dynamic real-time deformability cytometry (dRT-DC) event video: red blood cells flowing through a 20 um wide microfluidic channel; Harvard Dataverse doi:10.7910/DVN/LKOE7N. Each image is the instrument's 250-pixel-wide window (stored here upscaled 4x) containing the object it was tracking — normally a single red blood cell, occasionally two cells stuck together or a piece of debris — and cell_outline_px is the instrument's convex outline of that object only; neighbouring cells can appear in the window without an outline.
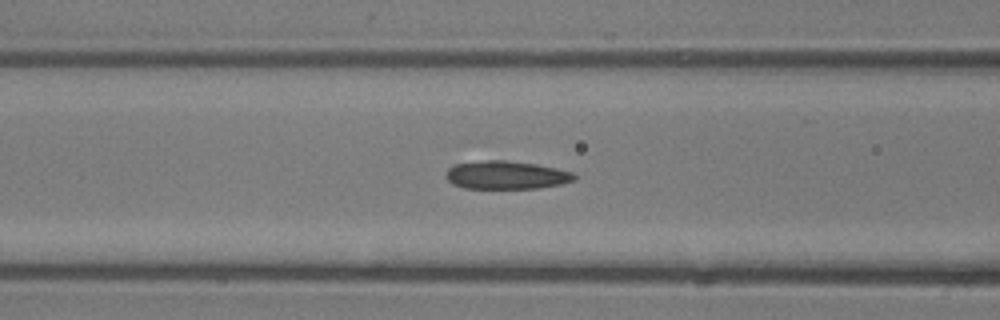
{"species": "common noctule bat (a hibernating species)", "species_latin": "Nyctalus noctula", "temperature_condition": "room temperature", "stored_images_in_passage": 21, "camera_frame_rate_fps": 3000, "um_per_image_px": 0.085, "animal": {"sex": "male", "body_mass_g": 13.3}, "frame": {"image": 1, "passage_image": 16, "time_ms": 5.0, "image_size_px": [1000, 320], "cell_outline_px": [[576, 180], [560, 184], [540, 188], [464, 188], [452, 184], [444, 176], [448, 168], [456, 164], [484, 160], [504, 160], [536, 164], [572, 172], [576, 176]], "centroid_in_image_um": [43.01, 14.88], "position_along_channel_um": 123.6, "area_um2": 21.04}}
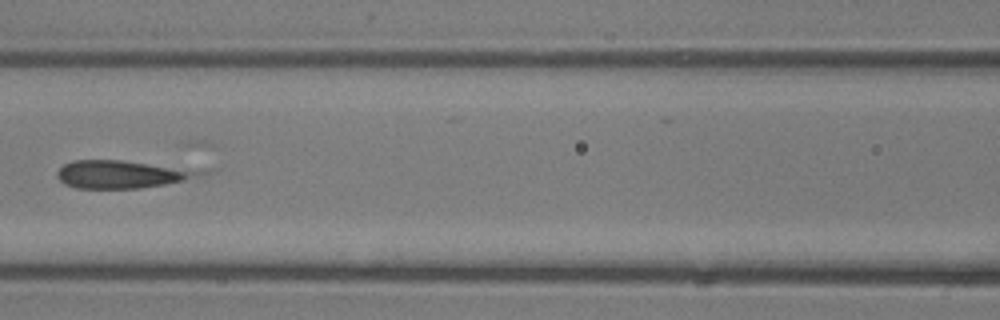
{"frame": {"image": 2, "passage_image": 18, "time_ms": 5.667, "image_size_px": [1000, 320], "cell_outline_px": [[216, 168], [212, 172], [184, 180], [164, 184], [140, 188], [76, 188], [64, 184], [56, 176], [56, 172], [64, 164], [72, 160], [120, 160]], "centroid_in_image_um": [10.58, 14.77], "position_along_channel_um": 156.0, "area_um2": 24.22}}